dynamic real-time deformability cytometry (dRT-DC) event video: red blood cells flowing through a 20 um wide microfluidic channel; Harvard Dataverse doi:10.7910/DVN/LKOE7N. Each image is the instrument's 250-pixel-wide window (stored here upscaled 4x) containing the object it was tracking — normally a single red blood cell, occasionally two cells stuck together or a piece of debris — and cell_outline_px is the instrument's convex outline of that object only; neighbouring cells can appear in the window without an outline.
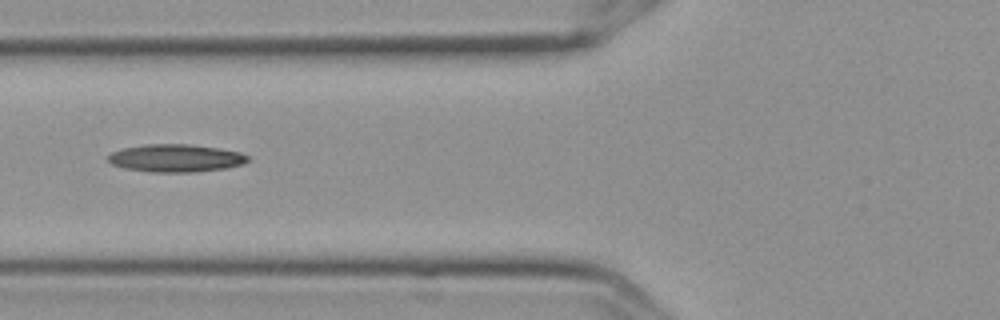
{"species": "Egyptian fruit bat (a non-hibernating species)", "species_latin": "Rousettus aegyptiacus", "temperature_condition": "cold", "stored_images_in_passage": 8, "camera_frame_rate_fps": 3000, "um_per_image_px": 0.085, "frame": {"image": 1, "passage_image": 6, "time_ms": 1.667, "image_size_px": [1000, 320], "cell_outline_px": [[252, 160], [244, 164], [224, 168], [192, 172], [148, 172], [124, 168], [112, 164], [108, 160], [108, 156], [112, 152], [124, 148], [144, 144], [192, 144], [220, 148], [240, 152], [248, 156]], "centroid_in_image_um": [14.97, 13.44], "position_along_channel_um": 110.8, "area_um2": 22.72}}
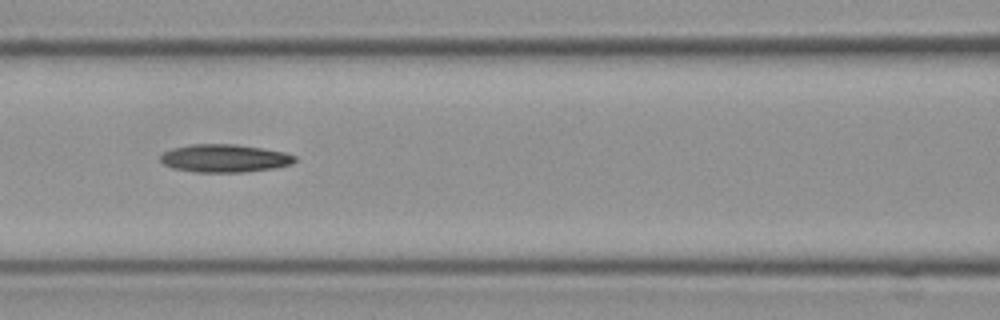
{"frame": {"image": 2, "passage_image": 7, "time_ms": 2.0, "image_size_px": [1000, 320], "cell_outline_px": [[296, 160], [292, 164], [276, 168], [244, 172], [196, 172], [172, 168], [164, 164], [160, 160], [160, 156], [164, 152], [172, 148], [192, 144], [232, 144], [260, 148], [284, 152], [296, 156]], "centroid_in_image_um": [19.09, 13.46], "position_along_channel_um": 147.5, "area_um2": 21.85}}
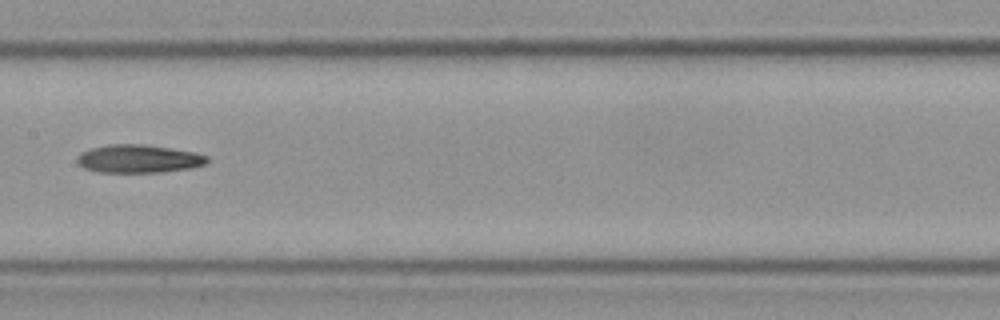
{"frame": {"image": 3, "passage_image": 8, "time_ms": 2.333, "image_size_px": [1000, 320], "cell_outline_px": [[208, 160], [204, 164], [192, 168], [160, 172], [100, 172], [84, 168], [76, 160], [76, 156], [80, 152], [92, 148], [108, 144], [144, 144], [172, 148], [196, 152], [208, 156]], "centroid_in_image_um": [11.78, 13.49], "position_along_channel_um": 195.6, "area_um2": 21.39}}